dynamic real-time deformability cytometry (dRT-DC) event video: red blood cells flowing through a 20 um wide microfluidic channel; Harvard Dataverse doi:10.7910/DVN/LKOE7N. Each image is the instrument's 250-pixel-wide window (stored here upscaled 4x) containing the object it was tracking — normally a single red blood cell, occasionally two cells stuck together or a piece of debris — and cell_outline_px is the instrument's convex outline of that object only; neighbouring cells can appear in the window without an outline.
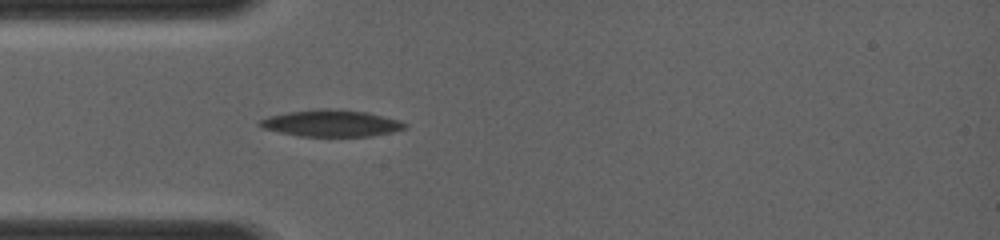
{"species": "common noctule bat (a hibernating species)", "species_latin": "Nyctalus noctula", "temperature_condition": "room temperature", "stored_images_in_passage": 40, "camera_frame_rate_fps": 4000, "um_per_image_px": 0.085, "animal": {"sex": "female", "body_mass_g": 19.0, "forearm_length_mm": 56.7}, "frame": {"image": 1, "passage_image": 1, "time_ms": 0.0, "image_size_px": [1000, 240], "cell_outline_px": [[408, 128], [392, 132], [372, 136], [296, 136], [264, 128], [256, 124], [260, 120], [268, 116], [288, 112], [320, 108], [328, 108], [368, 112], [400, 120], [408, 124]], "centroid_in_image_um": [28.19, 10.47], "position_along_channel_um": 56.8, "area_um2": 22.72}}
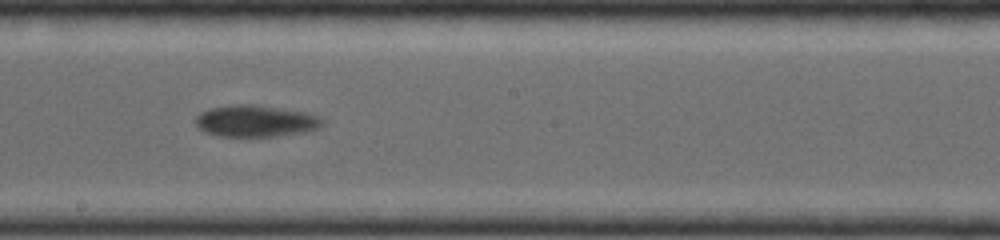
{"frame": {"image": 2, "passage_image": 16, "time_ms": 3.75, "image_size_px": [1000, 240], "cell_outline_px": [[324, 124], [320, 128], [304, 132], [276, 136], [220, 136], [204, 132], [196, 124], [196, 116], [200, 112], [208, 108], [236, 104], [256, 104], [304, 112], [320, 116], [324, 120]], "centroid_in_image_um": [21.74, 10.28], "position_along_channel_um": 226.5, "area_um2": 23.52}}
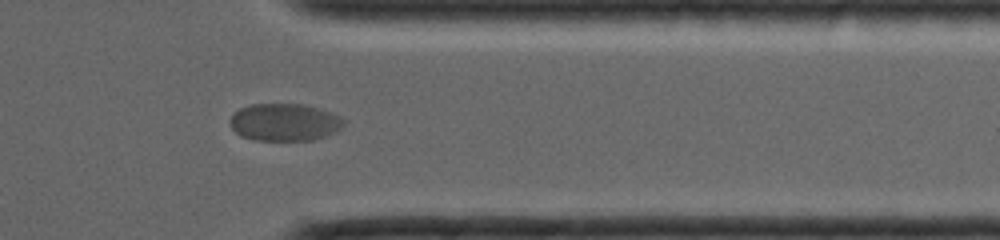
{"frame": {"image": 3, "passage_image": 30, "time_ms": 7.25, "image_size_px": [1000, 240], "cell_outline_px": [[344, 124], [336, 132], [312, 140], [256, 140], [240, 136], [232, 128], [228, 120], [240, 108], [252, 104], [304, 104], [320, 108], [340, 116], [344, 120]], "centroid_in_image_um": [24.18, 10.38], "position_along_channel_um": 387.2, "area_um2": 24.8}}